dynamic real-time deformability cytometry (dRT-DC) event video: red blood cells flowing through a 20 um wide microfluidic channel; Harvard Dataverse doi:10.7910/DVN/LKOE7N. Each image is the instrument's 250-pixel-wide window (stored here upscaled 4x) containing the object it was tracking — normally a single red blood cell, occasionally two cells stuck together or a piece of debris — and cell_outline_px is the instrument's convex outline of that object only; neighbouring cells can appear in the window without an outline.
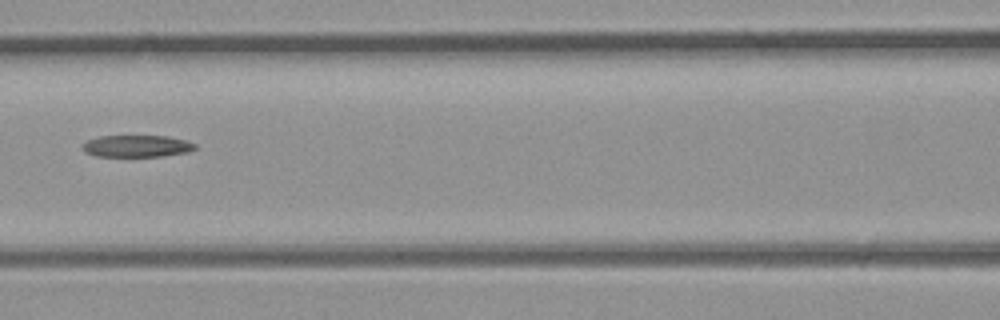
{"species": "common noctule bat (a hibernating species)", "species_latin": "Nyctalus noctula", "temperature_condition": "room temperature", "stored_images_in_passage": 8, "camera_frame_rate_fps": 3000, "um_per_image_px": 0.085, "animal": {"sex": "male", "body_mass_g": 23.1, "forearm_length_mm": 52.7}, "frame": {"image": 1, "passage_image": 7, "time_ms": 2.0, "image_size_px": [1000, 320], "cell_outline_px": [[196, 148], [188, 152], [164, 156], [96, 156], [84, 152], [80, 148], [88, 140], [100, 136], [168, 136], [188, 140], [196, 144]], "centroid_in_image_um": [11.65, 12.42], "position_along_channel_um": 154.9, "area_um2": 14.45}}